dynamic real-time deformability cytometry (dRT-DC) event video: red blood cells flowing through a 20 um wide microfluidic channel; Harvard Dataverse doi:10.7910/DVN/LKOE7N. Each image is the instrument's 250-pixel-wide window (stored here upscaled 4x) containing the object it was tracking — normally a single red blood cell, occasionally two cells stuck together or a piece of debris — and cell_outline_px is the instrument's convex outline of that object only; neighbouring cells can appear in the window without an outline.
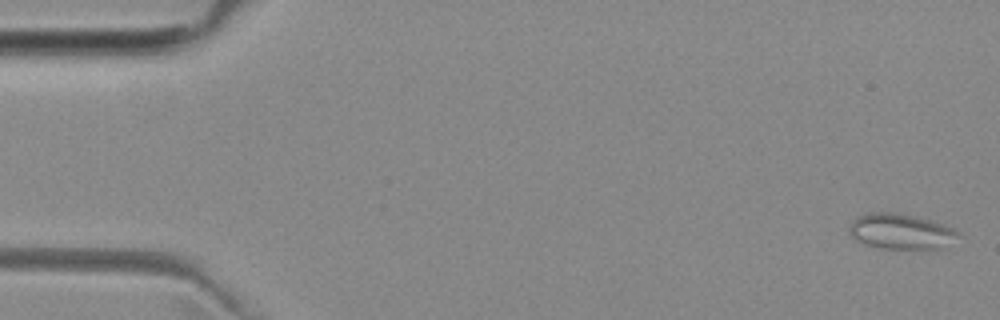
{"species": "common noctule bat (a hibernating species)", "species_latin": "Nyctalus noctula", "temperature_condition": "room temperature", "stored_images_in_passage": 27, "camera_frame_rate_fps": 3000, "um_per_image_px": 0.085, "animal": {"sex": "female", "body_mass_g": 29.2, "forearm_length_mm": 56.3}, "frame": {"image": 1, "passage_image": 1, "time_ms": 0.0, "image_size_px": [1000, 320], "cell_outline_px": [[960, 236], [940, 248], [880, 248], [856, 240], [848, 232], [848, 228], [852, 220], [868, 212], [892, 212], [932, 220], [952, 228], [960, 232]], "centroid_in_image_um": [76.54, 19.66], "position_along_channel_um": 8.5, "area_um2": 22.14}}
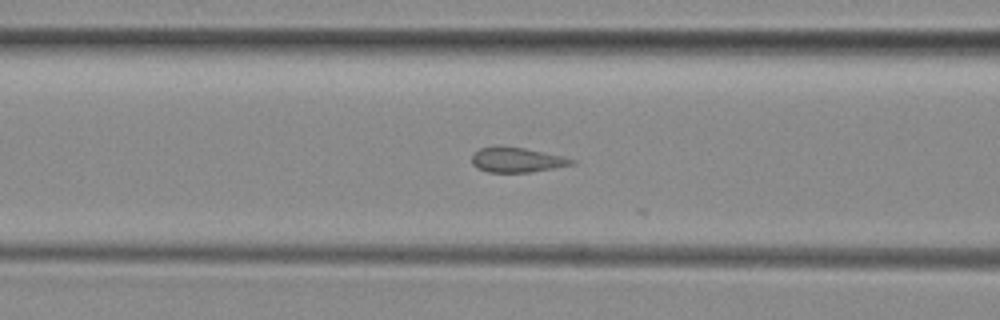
{"frame": {"image": 2, "passage_image": 20, "time_ms": 6.333, "image_size_px": [1000, 320], "cell_outline_px": [[576, 164], [532, 172], [488, 172], [476, 168], [472, 164], [472, 152], [480, 148], [524, 148], [544, 152], [576, 160]], "centroid_in_image_um": [43.93, 13.62], "position_along_channel_um": 122.7, "area_um2": 14.16}}
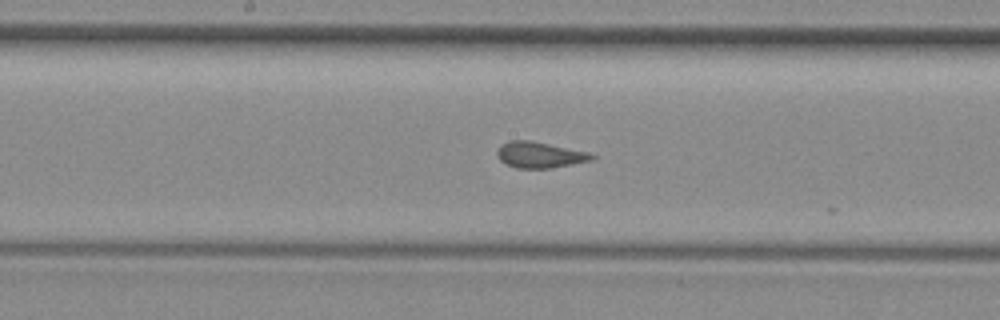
{"frame": {"image": 3, "passage_image": 26, "time_ms": 8.333, "image_size_px": [1000, 320], "cell_outline_px": [[596, 156], [592, 160], [572, 164], [548, 168], [516, 168], [500, 160], [496, 152], [500, 144], [508, 140], [532, 140], [588, 152]], "centroid_in_image_um": [45.85, 13.14], "position_along_channel_um": 202.4, "area_um2": 14.33}}